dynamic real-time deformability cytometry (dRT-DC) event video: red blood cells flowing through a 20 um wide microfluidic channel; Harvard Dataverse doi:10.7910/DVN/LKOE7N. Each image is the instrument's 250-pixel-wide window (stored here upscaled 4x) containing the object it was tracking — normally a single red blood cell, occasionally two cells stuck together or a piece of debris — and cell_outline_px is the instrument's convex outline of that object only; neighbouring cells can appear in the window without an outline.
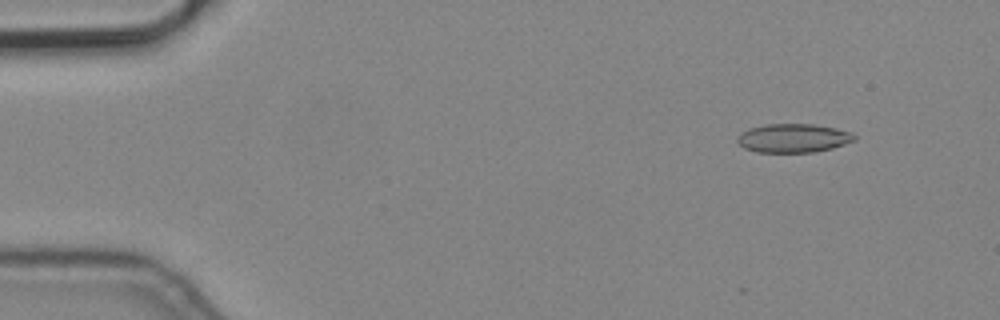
{"species": "common noctule bat (a hibernating species)", "species_latin": "Nyctalus noctula", "temperature_condition": "cold", "stored_images_in_passage": 4, "camera_frame_rate_fps": 3000, "um_per_image_px": 0.085, "animal": {"sex": "male", "body_mass_g": 19.2, "forearm_length_mm": 51.8}, "frame": {"image": 1, "passage_image": 1, "time_ms": 0.0, "image_size_px": [1000, 320], "cell_outline_px": [[856, 140], [832, 148], [812, 152], [756, 152], [744, 148], [736, 140], [744, 132], [752, 128], [764, 124], [812, 124], [836, 128], [852, 132], [856, 136]], "centroid_in_image_um": [67.48, 11.74], "position_along_channel_um": 17.5, "area_um2": 19.42}}
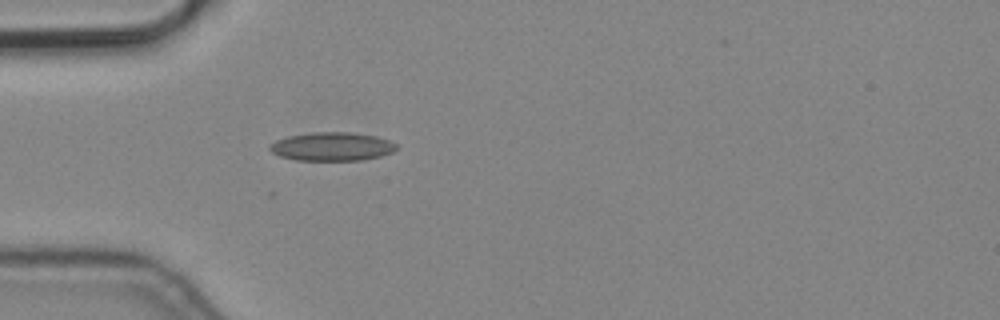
{"frame": {"image": 2, "passage_image": 4, "time_ms": 1.0, "image_size_px": [1000, 320], "cell_outline_px": [[400, 148], [392, 152], [380, 156], [360, 160], [296, 160], [280, 156], [272, 152], [268, 148], [268, 144], [276, 140], [288, 136], [312, 132], [352, 132], [376, 136], [388, 140], [396, 144]], "centroid_in_image_um": [28.21, 12.45], "position_along_channel_um": 56.8, "area_um2": 21.15}}